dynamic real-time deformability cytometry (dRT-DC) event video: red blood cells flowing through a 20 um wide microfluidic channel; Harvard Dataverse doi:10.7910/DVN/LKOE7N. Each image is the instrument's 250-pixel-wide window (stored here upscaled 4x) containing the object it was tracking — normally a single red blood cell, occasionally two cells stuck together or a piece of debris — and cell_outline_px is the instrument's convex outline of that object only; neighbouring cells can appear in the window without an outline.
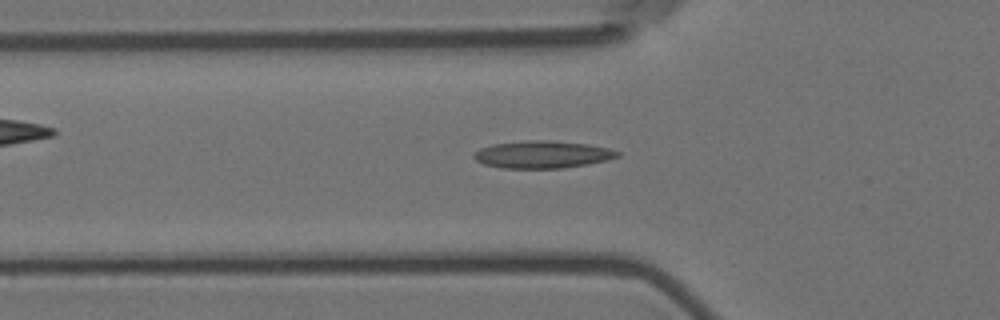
{"species": "Egyptian fruit bat (a non-hibernating species)", "species_latin": "Rousettus aegyptiacus", "temperature_condition": "room temperature", "stored_images_in_passage": 54, "camera_frame_rate_fps": 3000, "um_per_image_px": 0.085, "animal": {"sex": "female"}, "frame": {"image": 1, "passage_image": 19, "time_ms": 6.0, "image_size_px": [1000, 320], "cell_outline_px": [[620, 156], [608, 160], [588, 164], [564, 168], [500, 168], [484, 164], [476, 160], [472, 156], [480, 148], [492, 144], [524, 140], [544, 140], [588, 144], [608, 148], [620, 152]], "centroid_in_image_um": [46.1, 13.13], "position_along_channel_um": 79.7, "area_um2": 22.95}}
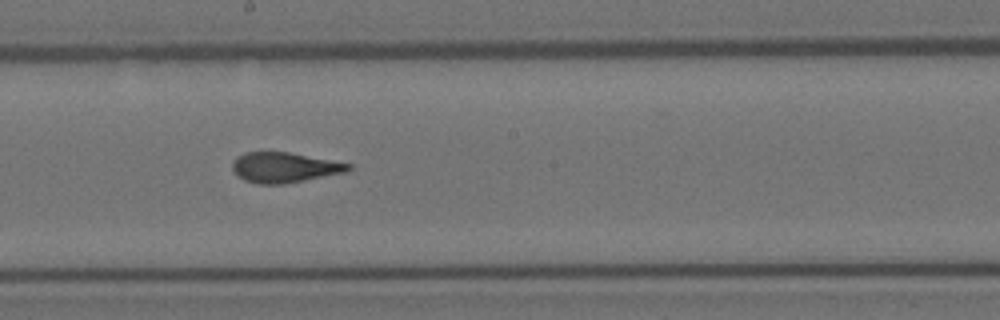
{"frame": {"image": 2, "passage_image": 31, "time_ms": 10.0, "image_size_px": [1000, 320], "cell_outline_px": [[352, 168], [344, 172], [284, 184], [256, 184], [244, 180], [232, 168], [232, 164], [244, 152], [288, 152], [352, 164]], "centroid_in_image_um": [24.18, 14.24], "position_along_channel_um": 224.0, "area_um2": 20.0}}
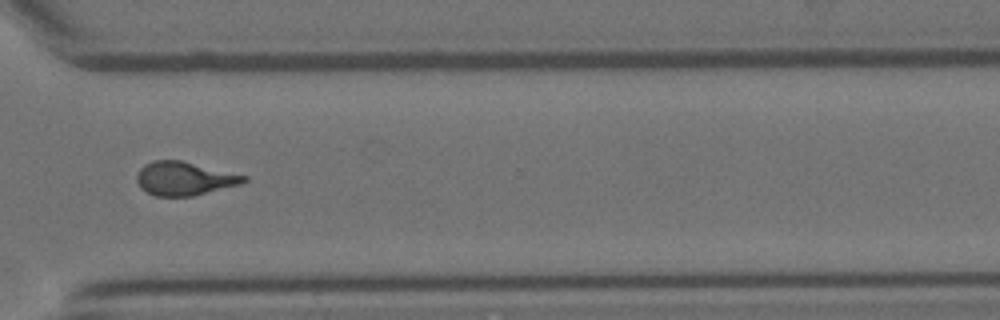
{"frame": {"image": 3, "passage_image": 42, "time_ms": 13.667, "image_size_px": [1000, 320], "cell_outline_px": [[248, 180], [240, 184], [192, 196], [156, 196], [140, 188], [136, 180], [136, 172], [144, 164], [152, 160], [180, 160], [248, 176]], "centroid_in_image_um": [15.63, 15.17], "position_along_channel_um": 355.0, "area_um2": 20.92}}